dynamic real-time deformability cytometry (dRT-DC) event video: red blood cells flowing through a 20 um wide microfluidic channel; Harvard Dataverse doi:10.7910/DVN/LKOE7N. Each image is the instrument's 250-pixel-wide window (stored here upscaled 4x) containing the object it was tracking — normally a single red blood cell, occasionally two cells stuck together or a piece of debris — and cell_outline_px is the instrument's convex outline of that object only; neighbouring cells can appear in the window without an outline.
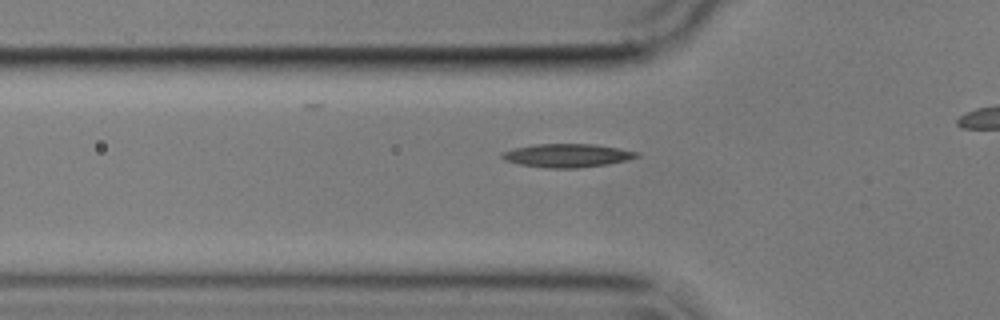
{"species": "common noctule bat (a hibernating species)", "species_latin": "Nyctalus noctula", "temperature_condition": "cold", "stored_images_in_passage": 35, "camera_frame_rate_fps": 3000, "um_per_image_px": 0.085, "animal": {"sex": "male", "body_mass_g": 17.9}, "frame": {"image": 1, "passage_image": 8, "time_ms": 2.333, "image_size_px": [1000, 320], "cell_outline_px": [[640, 156], [628, 160], [608, 164], [576, 168], [548, 168], [520, 164], [504, 160], [500, 156], [500, 152], [516, 148], [536, 144], [596, 144], [620, 148], [640, 152]], "centroid_in_image_um": [48.25, 13.21], "position_along_channel_um": 77.6, "area_um2": 18.5}}
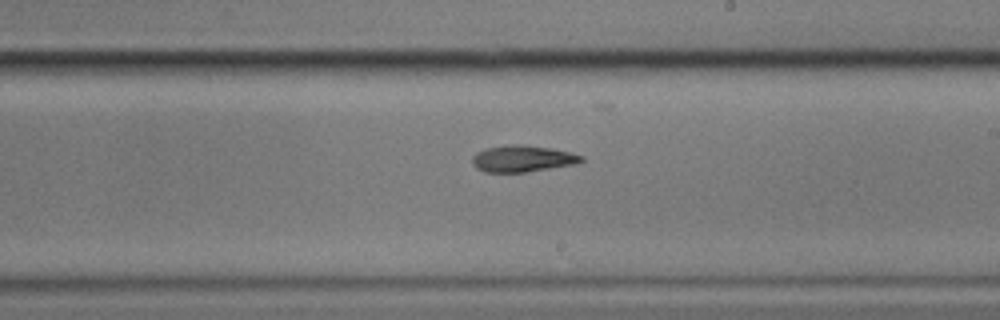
{"frame": {"image": 2, "passage_image": 22, "time_ms": 7.0, "image_size_px": [1000, 320], "cell_outline_px": [[584, 160], [576, 164], [524, 172], [484, 172], [476, 168], [472, 164], [472, 156], [476, 152], [484, 148], [504, 144], [520, 144], [552, 148], [572, 152], [584, 156]], "centroid_in_image_um": [44.39, 13.47], "position_along_channel_um": 244.6, "area_um2": 17.17}}
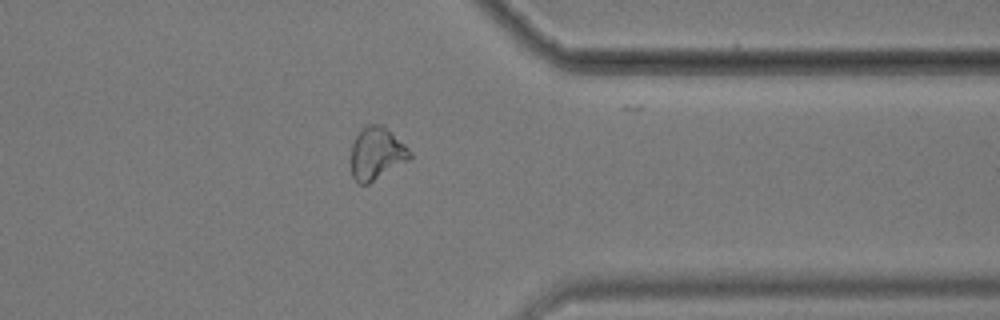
{"frame": {"image": 3, "passage_image": 34, "time_ms": 11.0, "image_size_px": [1000, 320], "cell_outline_px": [[412, 156], [408, 160], [368, 184], [360, 184], [352, 176], [352, 144], [356, 136], [368, 124], [384, 124], [412, 152]], "centroid_in_image_um": [32.03, 13.03], "position_along_channel_um": 379.4, "area_um2": 17.74}}